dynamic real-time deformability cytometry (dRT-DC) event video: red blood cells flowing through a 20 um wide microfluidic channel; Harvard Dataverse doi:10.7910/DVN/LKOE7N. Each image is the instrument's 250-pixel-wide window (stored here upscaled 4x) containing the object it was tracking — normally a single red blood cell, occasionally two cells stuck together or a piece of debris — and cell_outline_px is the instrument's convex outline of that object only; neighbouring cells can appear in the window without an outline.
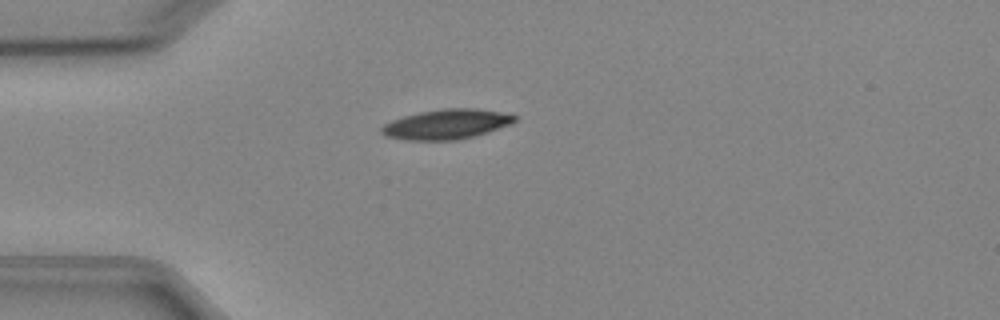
{"species": "Egyptian fruit bat (a non-hibernating species)", "species_latin": "Rousettus aegyptiacus", "temperature_condition": "cold", "stored_images_in_passage": 4, "camera_frame_rate_fps": 3000, "um_per_image_px": 0.085, "animal": {"sex": "female"}, "frame": {"image": 1, "passage_image": 4, "time_ms": 3.333, "image_size_px": [1000, 320], "cell_outline_px": [[516, 120], [512, 124], [476, 136], [460, 140], [408, 140], [384, 136], [380, 132], [380, 128], [384, 124], [392, 120], [404, 116], [420, 112], [444, 108], [476, 108], [500, 112], [516, 116]], "centroid_in_image_um": [37.95, 10.57], "position_along_channel_um": 47.1, "area_um2": 23.29}}